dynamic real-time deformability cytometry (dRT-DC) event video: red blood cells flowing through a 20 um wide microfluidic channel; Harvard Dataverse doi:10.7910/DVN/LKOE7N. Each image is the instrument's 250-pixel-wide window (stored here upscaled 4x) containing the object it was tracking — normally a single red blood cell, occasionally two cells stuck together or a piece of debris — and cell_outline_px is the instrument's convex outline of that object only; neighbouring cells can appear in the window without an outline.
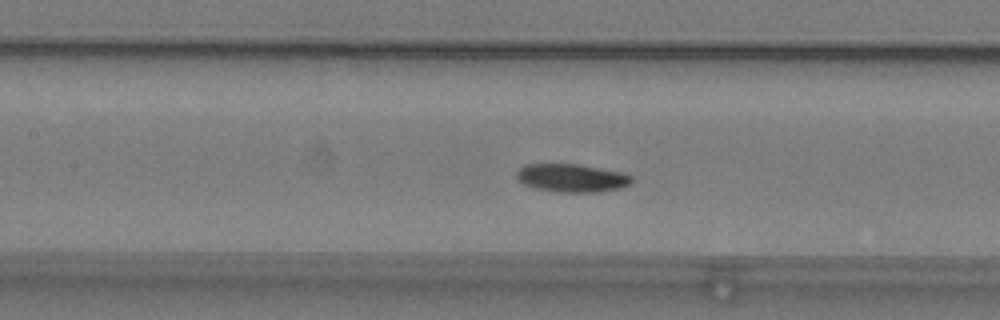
{"species": "common noctule bat (a hibernating species)", "species_latin": "Nyctalus noctula", "temperature_condition": "warm", "stored_images_in_passage": 38, "camera_frame_rate_fps": 3000, "um_per_image_px": 0.085, "animal": {"sex": "male", "body_mass_g": 19.2, "forearm_length_mm": 51.8}, "frame": {"image": 1, "passage_image": 9, "time_ms": 2.667, "image_size_px": [1000, 320], "cell_outline_px": [[632, 180], [628, 184], [620, 188], [596, 192], [556, 192], [532, 188], [516, 180], [516, 172], [524, 164], [576, 164], [620, 172], [632, 176]], "centroid_in_image_um": [48.52, 15.13], "position_along_channel_um": 158.9, "area_um2": 18.84}}
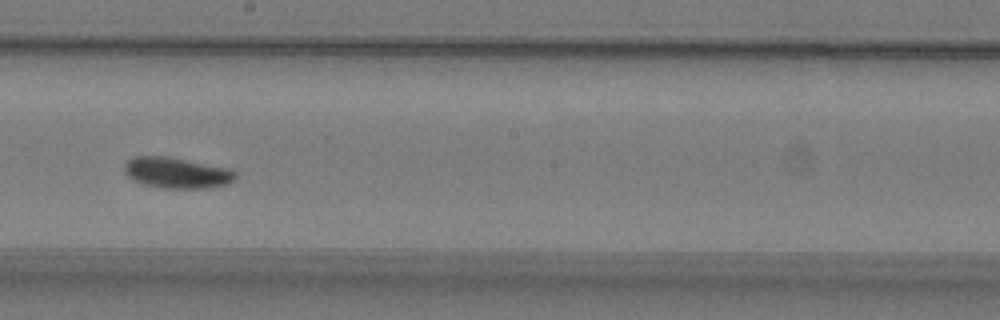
{"frame": {"image": 2, "passage_image": 15, "time_ms": 4.667, "image_size_px": [1000, 320], "cell_outline_px": [[236, 176], [228, 184], [204, 188], [160, 188], [144, 184], [132, 180], [124, 172], [124, 164], [132, 156], [168, 156], [232, 168], [236, 172]], "centroid_in_image_um": [15.02, 14.67], "position_along_channel_um": 233.2, "area_um2": 20.23}}
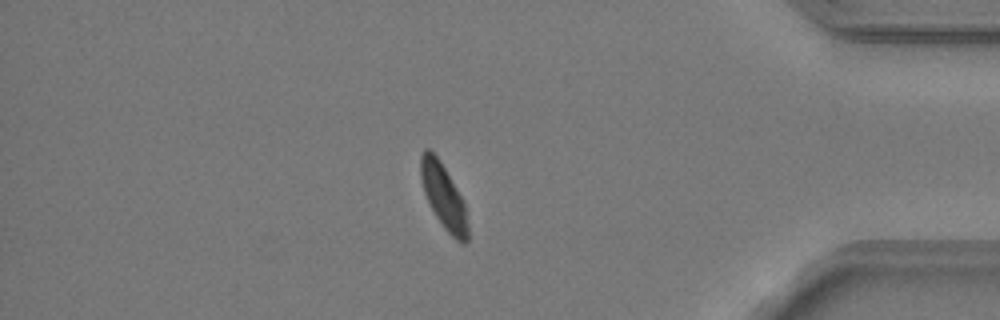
{"frame": {"image": 3, "passage_image": 31, "time_ms": 10.0, "image_size_px": [1000, 320], "cell_outline_px": [[468, 240], [464, 244], [456, 240], [444, 228], [436, 216], [424, 192], [420, 176], [420, 156], [424, 148], [428, 148], [436, 156], [444, 168], [460, 196], [464, 204], [468, 224]], "centroid_in_image_um": [37.69, 16.71], "position_along_channel_um": 397.5, "area_um2": 17.28}}